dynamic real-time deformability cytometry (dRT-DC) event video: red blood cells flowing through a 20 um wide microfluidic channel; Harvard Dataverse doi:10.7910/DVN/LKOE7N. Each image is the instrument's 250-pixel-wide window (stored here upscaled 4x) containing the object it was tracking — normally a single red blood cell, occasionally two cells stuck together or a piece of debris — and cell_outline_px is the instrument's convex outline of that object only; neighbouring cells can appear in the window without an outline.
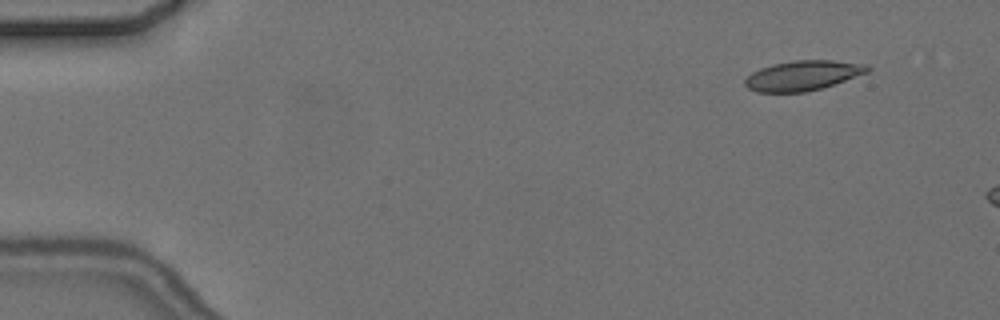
{"species": "common noctule bat (a hibernating species)", "species_latin": "Nyctalus noctula", "temperature_condition": "cold", "stored_images_in_passage": 4, "camera_frame_rate_fps": 3000, "um_per_image_px": 0.085, "animal": {"sex": "female", "body_mass_g": 24.6, "forearm_length_mm": 56.2}, "frame": {"image": 1, "passage_image": 1, "time_ms": 0.0, "image_size_px": [1000, 320], "cell_outline_px": [[872, 68], [868, 72], [820, 88], [804, 92], [756, 92], [748, 88], [744, 84], [744, 80], [752, 72], [760, 68], [772, 64], [796, 60], [832, 60], [868, 64]], "centroid_in_image_um": [68.23, 6.41], "position_along_channel_um": 16.8, "area_um2": 21.21}}